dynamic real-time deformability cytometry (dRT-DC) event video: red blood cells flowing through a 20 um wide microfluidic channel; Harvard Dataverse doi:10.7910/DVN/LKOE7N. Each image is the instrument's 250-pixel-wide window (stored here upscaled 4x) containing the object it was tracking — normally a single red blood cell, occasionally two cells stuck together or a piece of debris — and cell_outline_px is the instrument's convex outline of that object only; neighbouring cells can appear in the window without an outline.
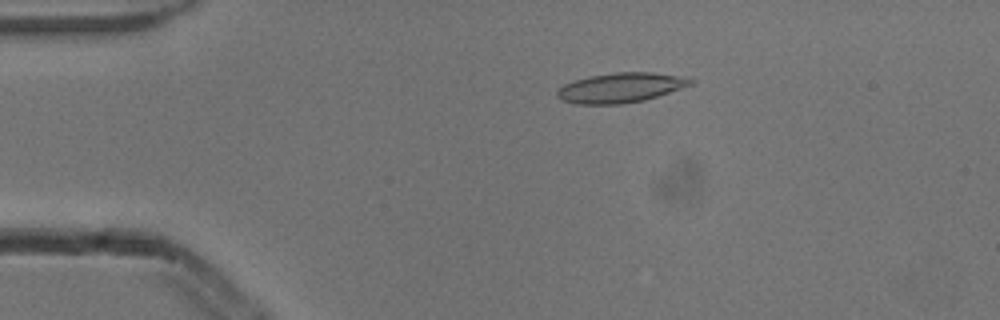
{"species": "common noctule bat (a hibernating species)", "species_latin": "Nyctalus noctula", "temperature_condition": "cold", "stored_images_in_passage": 5, "camera_frame_rate_fps": 3000, "um_per_image_px": 0.085, "animal": {"sex": "male", "body_mass_g": 13.3}, "frame": {"image": 1, "passage_image": 3, "time_ms": 0.667, "image_size_px": [1000, 320], "cell_outline_px": [[696, 80], [692, 84], [644, 100], [620, 104], [576, 104], [560, 100], [556, 96], [556, 92], [564, 84], [588, 76], [616, 72], [652, 72], [676, 76]], "centroid_in_image_um": [52.69, 7.46], "position_along_channel_um": 32.3, "area_um2": 22.89}}
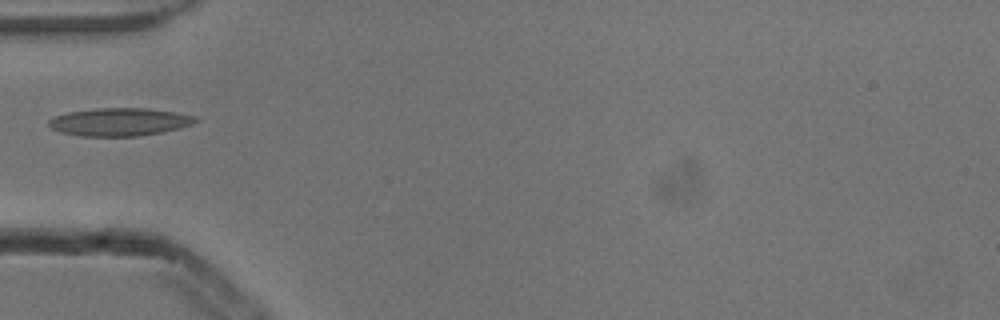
{"frame": {"image": 2, "passage_image": 5, "time_ms": 1.333, "image_size_px": [1000, 320], "cell_outline_px": [[200, 120], [192, 124], [180, 128], [160, 132], [136, 136], [80, 136], [60, 132], [52, 128], [48, 124], [48, 120], [56, 116], [68, 112], [96, 108], [148, 108], [176, 112], [196, 116]], "centroid_in_image_um": [10.18, 10.36], "position_along_channel_um": 74.8, "area_um2": 23.87}}